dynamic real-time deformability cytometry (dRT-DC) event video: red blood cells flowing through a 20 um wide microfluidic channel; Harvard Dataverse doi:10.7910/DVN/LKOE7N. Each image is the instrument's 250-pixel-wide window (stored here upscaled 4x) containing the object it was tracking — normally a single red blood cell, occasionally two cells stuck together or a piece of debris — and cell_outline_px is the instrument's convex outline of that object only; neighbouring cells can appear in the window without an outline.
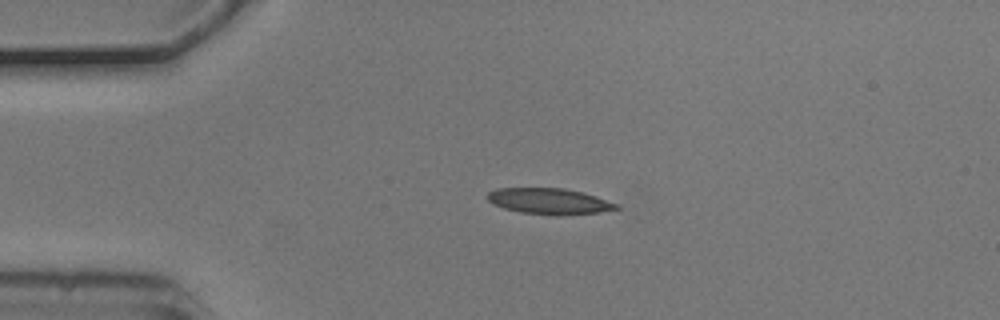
{"species": "common noctule bat (a hibernating species)", "species_latin": "Nyctalus noctula", "temperature_condition": "cold", "stored_images_in_passage": 4, "camera_frame_rate_fps": 3000, "um_per_image_px": 0.085, "animal": {"sex": "male", "body_mass_g": 20.5, "forearm_length_mm": 52.5}, "frame": {"image": 1, "passage_image": 2, "time_ms": 0.333, "image_size_px": [1000, 320], "cell_outline_px": [[620, 208], [600, 212], [560, 216], [520, 212], [504, 208], [492, 204], [488, 200], [488, 192], [496, 188], [564, 188], [596, 196], [620, 204]], "centroid_in_image_um": [46.71, 17.11], "position_along_channel_um": 38.3, "area_um2": 19.59}}